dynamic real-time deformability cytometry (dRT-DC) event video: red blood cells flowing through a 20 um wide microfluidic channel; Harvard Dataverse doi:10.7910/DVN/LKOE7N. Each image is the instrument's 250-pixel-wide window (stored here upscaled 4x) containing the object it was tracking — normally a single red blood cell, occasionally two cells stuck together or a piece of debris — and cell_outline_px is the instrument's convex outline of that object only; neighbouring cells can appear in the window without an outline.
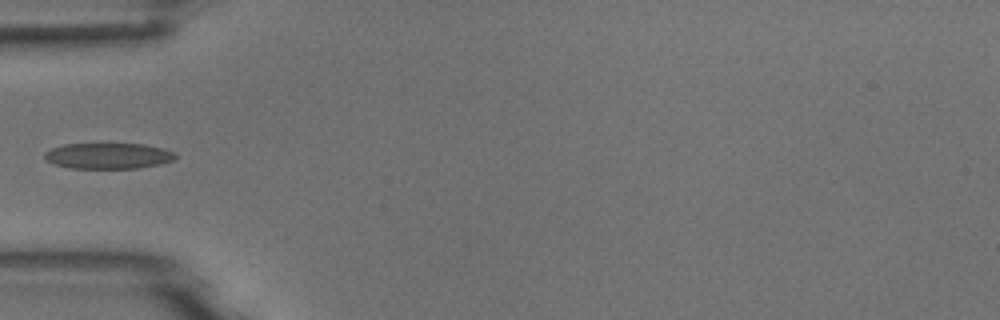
{"species": "common noctule bat (a hibernating species)", "species_latin": "Nyctalus noctula", "temperature_condition": "room temperature", "stored_images_in_passage": 5, "camera_frame_rate_fps": 3000, "um_per_image_px": 0.085, "animal": {"sex": "male", "body_mass_g": 18.8}, "frame": {"image": 1, "passage_image": 5, "time_ms": 4.667, "image_size_px": [1000, 320], "cell_outline_px": [[176, 160], [160, 164], [136, 168], [68, 168], [52, 164], [44, 160], [44, 152], [52, 148], [64, 144], [144, 144], [164, 148], [176, 152]], "centroid_in_image_um": [9.2, 13.25], "position_along_channel_um": 75.8, "area_um2": 19.94}}